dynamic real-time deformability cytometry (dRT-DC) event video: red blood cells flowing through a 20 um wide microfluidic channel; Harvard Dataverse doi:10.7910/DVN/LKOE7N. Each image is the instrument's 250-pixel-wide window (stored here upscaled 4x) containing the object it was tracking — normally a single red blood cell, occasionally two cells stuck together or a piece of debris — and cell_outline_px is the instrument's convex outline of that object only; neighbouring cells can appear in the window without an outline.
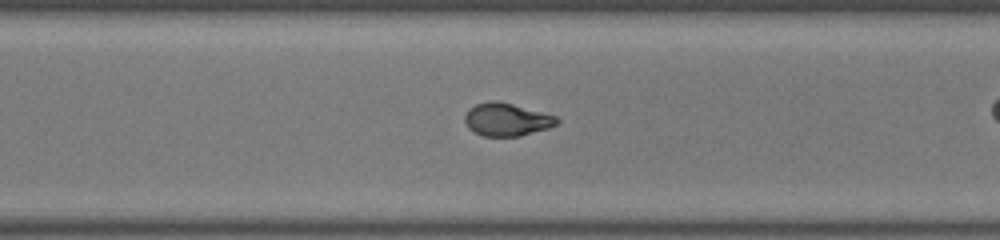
{"species": "common noctule bat (a hibernating species)", "species_latin": "Nyctalus noctula", "temperature_condition": "room temperature", "stored_images_in_passage": 37, "camera_frame_rate_fps": 3000, "um_per_image_px": 0.085, "animal": {"sex": "female", "body_mass_g": 22.0, "forearm_length_mm": 56.7}, "frame": {"image": 1, "passage_image": 32, "time_ms": 10.333, "image_size_px": [1000, 240], "cell_outline_px": [[560, 120], [556, 124], [548, 128], [520, 136], [484, 136], [468, 128], [464, 120], [464, 116], [468, 108], [476, 104], [492, 100], [496, 100], [512, 104], [556, 116]], "centroid_in_image_um": [43.04, 10.15], "position_along_channel_um": 327.6, "area_um2": 17.51}}